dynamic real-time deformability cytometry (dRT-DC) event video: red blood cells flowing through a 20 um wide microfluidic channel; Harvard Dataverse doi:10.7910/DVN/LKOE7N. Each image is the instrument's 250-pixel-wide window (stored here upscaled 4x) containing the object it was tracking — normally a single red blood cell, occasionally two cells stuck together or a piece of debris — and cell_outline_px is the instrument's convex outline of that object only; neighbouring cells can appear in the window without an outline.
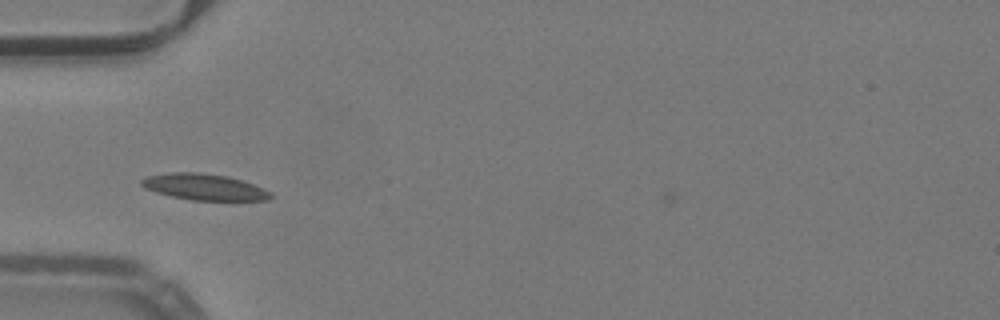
{"species": "common noctule bat (a hibernating species)", "species_latin": "Nyctalus noctula", "temperature_condition": "warm", "stored_images_in_passage": 27, "camera_frame_rate_fps": 3000, "um_per_image_px": 0.085, "animal": {"sex": "male", "body_mass_g": 19.2, "forearm_length_mm": 51.8}, "frame": {"image": 1, "passage_image": 1, "time_ms": 0.0, "image_size_px": [1000, 320], "cell_outline_px": [[276, 196], [268, 200], [192, 200], [172, 196], [156, 192], [144, 188], [140, 184], [140, 180], [148, 176], [172, 172], [196, 172], [228, 176], [264, 188], [272, 192]], "centroid_in_image_um": [17.39, 15.89], "position_along_channel_um": 67.6, "area_um2": 19.71}}
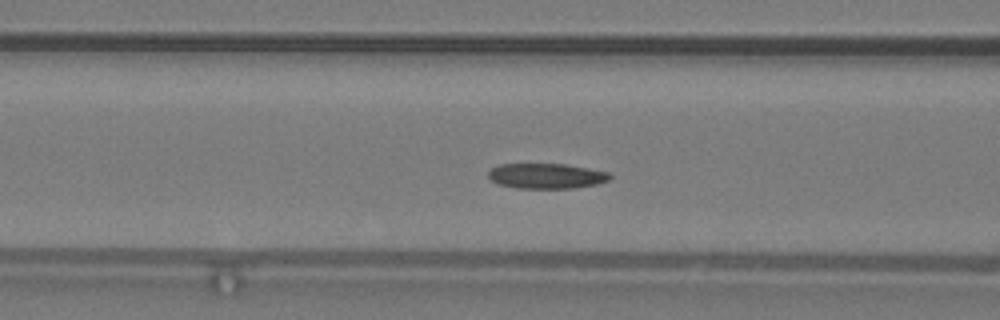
{"frame": {"image": 2, "passage_image": 5, "time_ms": 1.333, "image_size_px": [1000, 320], "cell_outline_px": [[612, 176], [608, 180], [596, 184], [572, 188], [516, 188], [500, 184], [492, 180], [488, 176], [488, 172], [492, 168], [500, 164], [564, 164], [588, 168], [608, 172]], "centroid_in_image_um": [46.44, 14.95], "position_along_channel_um": 120.2, "area_um2": 17.69}, "authors_computed_cell_mechanics": {"area_um2": 18.2648, "velocity_mm_per_s": 3.9685, "shape_relaxation_time_tau1_ms": 8.4929, "shape_relaxation_time_tau2_ms": 6.1119, "deformation_change_tau1": 0.1481, "deformation_change_tau2": 0.1179}}